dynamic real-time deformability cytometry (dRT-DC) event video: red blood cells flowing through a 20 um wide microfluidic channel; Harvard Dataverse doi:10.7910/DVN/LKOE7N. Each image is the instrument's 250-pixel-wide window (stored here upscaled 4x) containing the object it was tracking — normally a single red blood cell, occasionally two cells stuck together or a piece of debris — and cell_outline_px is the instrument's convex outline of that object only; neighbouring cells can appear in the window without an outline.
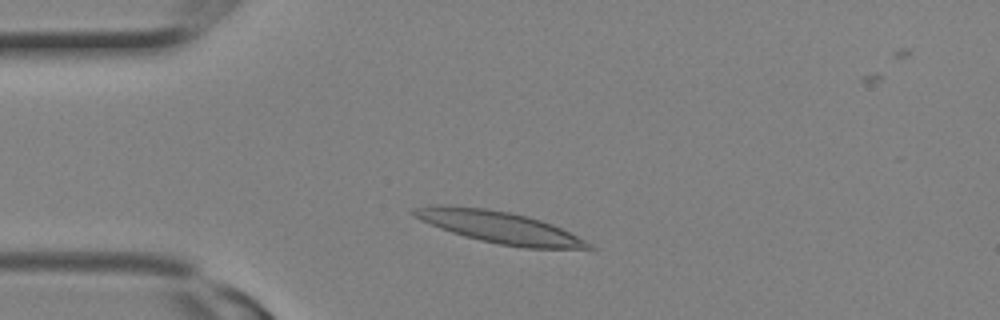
{"species": "Egyptian fruit bat (a non-hibernating species)", "species_latin": "Rousettus aegyptiacus", "temperature_condition": "room temperature", "stored_images_in_passage": 2, "camera_frame_rate_fps": 3000, "um_per_image_px": 0.085, "animal": {"sex": "female"}, "frame": {"image": 1, "passage_image": 2, "time_ms": 0.333, "image_size_px": [1000, 320], "cell_outline_px": [[596, 248], [528, 248], [500, 244], [480, 240], [464, 236], [440, 228], [420, 220], [412, 212], [412, 208], [436, 204], [444, 204], [488, 208], [528, 216], [552, 224], [592, 244]], "centroid_in_image_um": [42.38, 19.29], "position_along_channel_um": 42.6, "area_um2": 32.02}}